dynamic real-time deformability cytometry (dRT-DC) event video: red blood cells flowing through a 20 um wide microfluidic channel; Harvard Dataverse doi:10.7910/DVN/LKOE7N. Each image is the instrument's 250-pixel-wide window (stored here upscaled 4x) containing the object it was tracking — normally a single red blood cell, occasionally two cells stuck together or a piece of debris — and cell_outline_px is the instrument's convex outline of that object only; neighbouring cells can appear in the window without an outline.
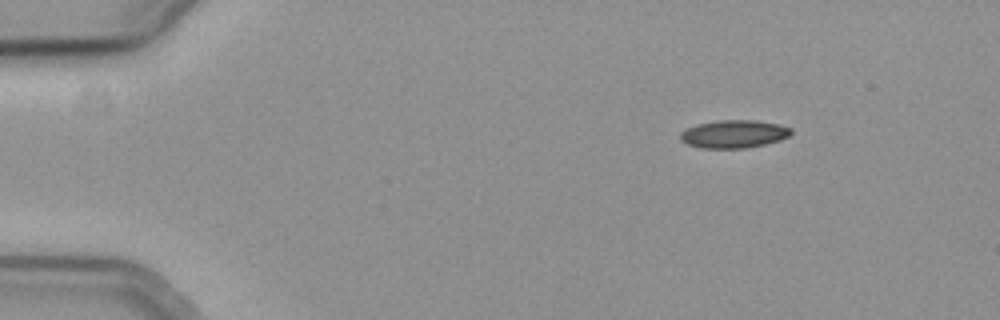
{"species": "common noctule bat (a hibernating species)", "species_latin": "Nyctalus noctula", "temperature_condition": "cold", "stored_images_in_passage": 49, "camera_frame_rate_fps": 3000, "um_per_image_px": 0.085, "animal": {"sex": "female", "body_mass_g": 19.3, "forearm_length_mm": 54.1}, "frame": {"image": 1, "passage_image": 1, "time_ms": 0.0, "image_size_px": [1000, 320], "cell_outline_px": [[792, 132], [788, 136], [780, 140], [764, 144], [744, 148], [704, 148], [688, 144], [680, 140], [680, 132], [696, 124], [720, 120], [752, 120], [776, 124], [792, 128]], "centroid_in_image_um": [62.36, 11.39], "position_along_channel_um": 22.6, "area_um2": 17.8}}
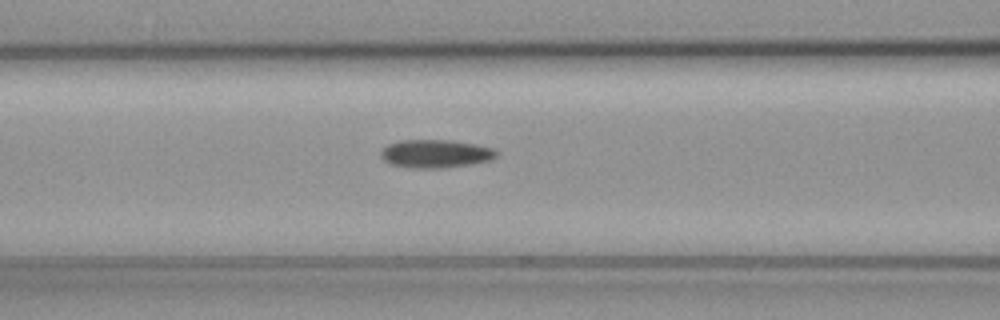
{"frame": {"image": 2, "passage_image": 17, "time_ms": 5.333, "image_size_px": [1000, 320], "cell_outline_px": [[496, 156], [488, 160], [468, 164], [440, 168], [412, 168], [388, 164], [380, 156], [380, 152], [388, 144], [400, 140], [448, 140], [476, 144], [492, 148], [496, 152]], "centroid_in_image_um": [36.95, 13.06], "position_along_channel_um": 129.7, "area_um2": 18.79}}
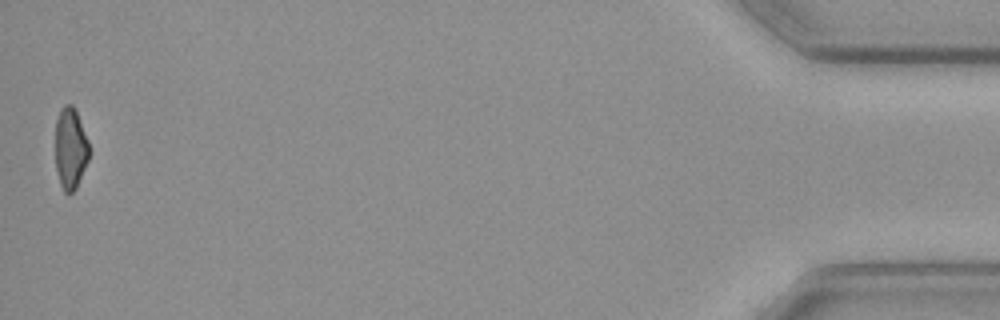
{"frame": {"image": 3, "passage_image": 49, "time_ms": 16.0, "image_size_px": [1000, 320], "cell_outline_px": [[88, 160], [76, 188], [72, 192], [64, 192], [60, 184], [56, 168], [56, 120], [64, 104], [72, 104], [76, 112], [88, 140]], "centroid_in_image_um": [5.98, 12.62], "position_along_channel_um": 429.2, "area_um2": 15.66}, "authors_computed_cell_mechanics": {"area_um2": 18.1492, "velocity_mm_per_s": 3.7115, "shape_relaxation_time_tau1_ms": 3.0518, "shape_relaxation_time_tau2_ms": null, "deformation_change_tau1": 0.096, "deformation_change_tau2": null}}